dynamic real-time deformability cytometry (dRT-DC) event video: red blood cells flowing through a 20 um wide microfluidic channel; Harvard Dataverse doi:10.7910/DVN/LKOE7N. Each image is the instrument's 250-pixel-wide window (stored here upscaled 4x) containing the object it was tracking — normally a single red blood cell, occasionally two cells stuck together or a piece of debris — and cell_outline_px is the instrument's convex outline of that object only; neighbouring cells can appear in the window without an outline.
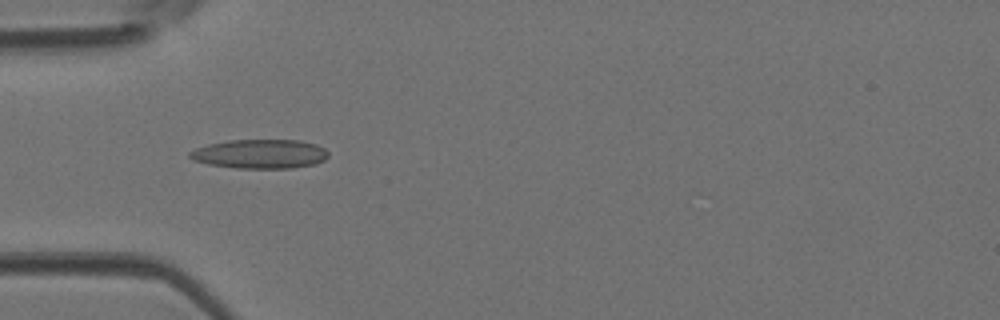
{"species": "Egyptian fruit bat (a non-hibernating species)", "species_latin": "Rousettus aegyptiacus", "temperature_condition": "room temperature", "stored_images_in_passage": 9, "camera_frame_rate_fps": 3000, "um_per_image_px": 0.085, "animal": {"sex": "female"}, "frame": {"image": 1, "passage_image": 4, "time_ms": 1.0, "image_size_px": [1000, 320], "cell_outline_px": [[328, 156], [324, 160], [316, 164], [292, 168], [236, 168], [208, 164], [192, 160], [188, 156], [188, 152], [196, 148], [208, 144], [228, 140], [300, 140], [316, 144], [324, 148], [328, 152]], "centroid_in_image_um": [22.09, 13.08], "position_along_channel_um": 62.9, "area_um2": 23.7}}
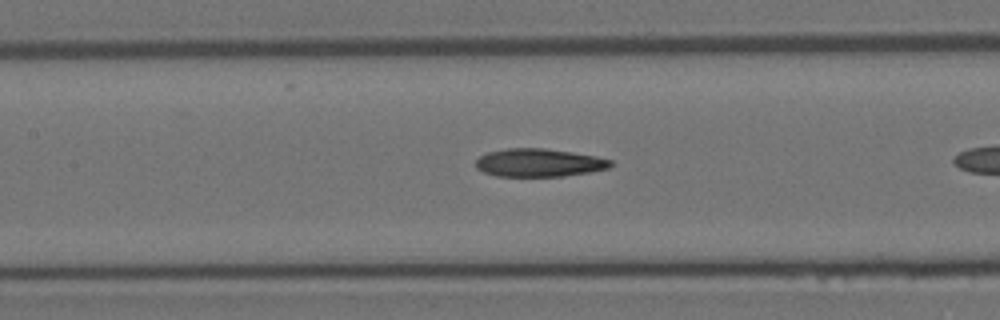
{"frame": {"image": 2, "passage_image": 8, "time_ms": 2.333, "image_size_px": [1000, 320], "cell_outline_px": [[612, 164], [608, 168], [588, 172], [564, 176], [496, 176], [484, 172], [476, 168], [476, 160], [480, 156], [488, 152], [508, 148], [544, 148], [572, 152], [596, 156], [612, 160]], "centroid_in_image_um": [45.8, 13.83], "position_along_channel_um": 161.6, "area_um2": 21.96}}